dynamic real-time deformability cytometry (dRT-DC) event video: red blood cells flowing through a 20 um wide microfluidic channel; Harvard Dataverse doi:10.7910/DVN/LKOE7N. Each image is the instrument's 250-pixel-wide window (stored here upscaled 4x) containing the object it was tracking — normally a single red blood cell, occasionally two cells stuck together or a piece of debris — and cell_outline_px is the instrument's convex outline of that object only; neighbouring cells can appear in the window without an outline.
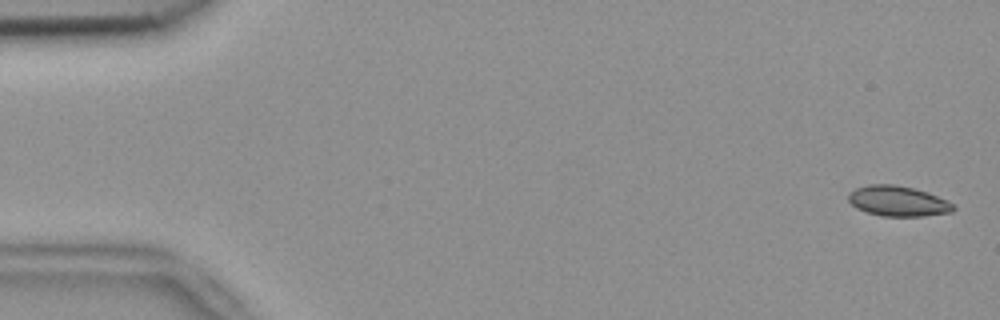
{"species": "common noctule bat (a hibernating species)", "species_latin": "Nyctalus noctula", "temperature_condition": "room temperature", "stored_images_in_passage": 54, "camera_frame_rate_fps": 3000, "um_per_image_px": 0.085, "animal": {"sex": "female", "body_mass_g": 18.4}, "frame": {"image": 1, "passage_image": 2, "time_ms": 0.333, "image_size_px": [1000, 320], "cell_outline_px": [[956, 208], [952, 212], [924, 216], [880, 216], [856, 208], [848, 200], [848, 192], [856, 188], [868, 184], [896, 184], [928, 192], [956, 204]], "centroid_in_image_um": [76.34, 17.09], "position_along_channel_um": 8.7, "area_um2": 18.73}}
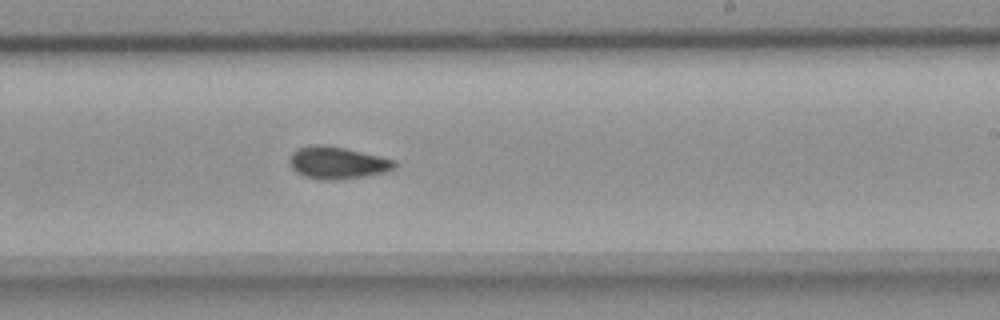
{"frame": {"image": 2, "passage_image": 33, "time_ms": 10.667, "image_size_px": [1000, 320], "cell_outline_px": [[396, 168], [384, 172], [364, 176], [340, 180], [324, 180], [304, 176], [296, 172], [292, 168], [288, 160], [288, 156], [296, 148], [316, 144], [324, 144], [344, 148], [380, 156], [396, 160]], "centroid_in_image_um": [28.64, 13.83], "position_along_channel_um": 260.4, "area_um2": 19.88}}
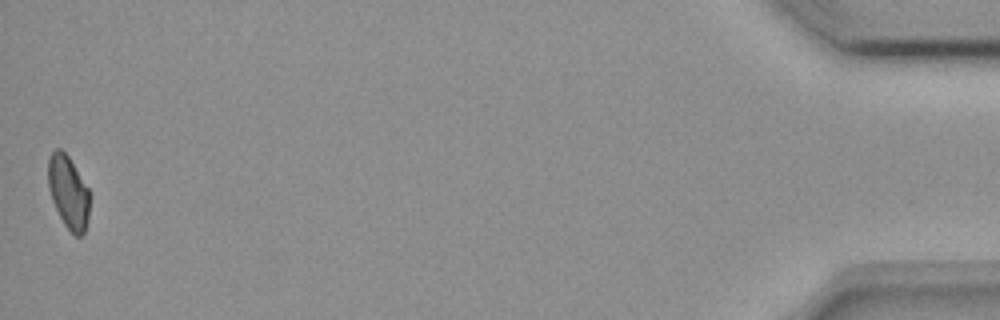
{"frame": {"image": 3, "passage_image": 54, "time_ms": 17.667, "image_size_px": [1000, 320], "cell_outline_px": [[92, 196], [88, 220], [84, 232], [80, 236], [76, 236], [64, 224], [52, 200], [48, 188], [48, 156], [56, 148], [60, 148], [68, 156], [88, 188]], "centroid_in_image_um": [5.83, 16.33], "position_along_channel_um": 429.4, "area_um2": 17.8}, "authors_computed_cell_mechanics": {"area_um2": 18.7561, "velocity_mm_per_s": 3.765, "shape_relaxation_time_tau1_ms": null, "shape_relaxation_time_tau2_ms": 2.4195, "deformation_change_tau1": null, "deformation_change_tau2": 0.0541}}